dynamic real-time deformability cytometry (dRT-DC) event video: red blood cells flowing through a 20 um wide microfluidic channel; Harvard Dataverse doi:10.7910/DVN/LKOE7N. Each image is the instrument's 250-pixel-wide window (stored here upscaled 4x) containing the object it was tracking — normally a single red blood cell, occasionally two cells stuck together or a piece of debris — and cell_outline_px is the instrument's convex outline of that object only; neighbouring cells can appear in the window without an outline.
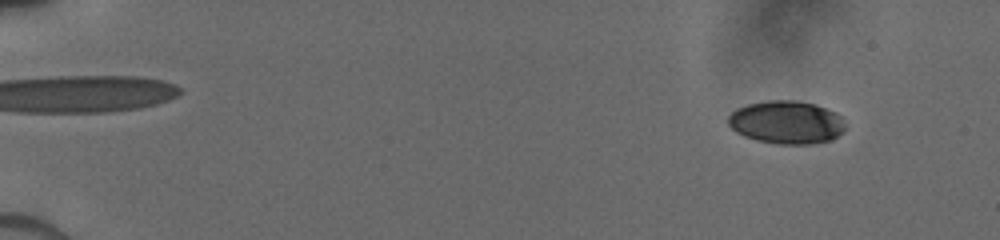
{"species": "human", "species_latin": "Homo sapiens", "temperature_condition": "cold", "stored_images_in_passage": 11, "camera_frame_rate_fps": 3000, "um_per_image_px": 0.085, "donor": {"sex": "male"}, "frame": {"image": 1, "passage_image": 2, "time_ms": 0.667, "image_size_px": [1000, 240], "cell_outline_px": [[844, 132], [832, 140], [812, 144], [776, 144], [756, 140], [744, 136], [736, 132], [728, 124], [728, 116], [736, 108], [748, 104], [768, 100], [796, 100], [816, 104], [836, 112], [844, 120]], "centroid_in_image_um": [66.87, 10.4], "position_along_channel_um": 18.1, "area_um2": 29.71}}
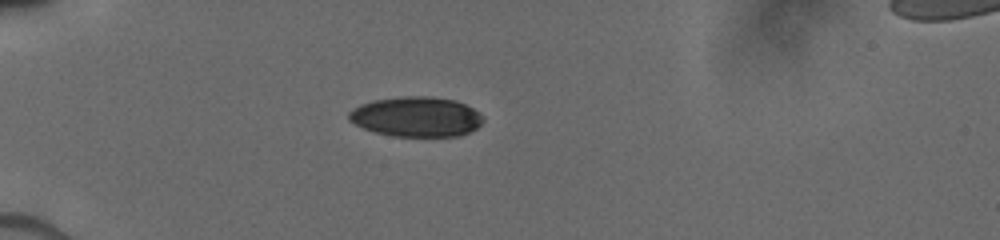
{"frame": {"image": 2, "passage_image": 7, "time_ms": 4.333, "image_size_px": [1000, 240], "cell_outline_px": [[484, 120], [476, 128], [460, 136], [392, 136], [376, 132], [364, 128], [348, 120], [348, 112], [352, 108], [360, 104], [372, 100], [404, 96], [428, 96], [456, 100], [472, 108], [484, 116]], "centroid_in_image_um": [35.37, 9.91], "position_along_channel_um": 49.6, "area_um2": 31.33}}
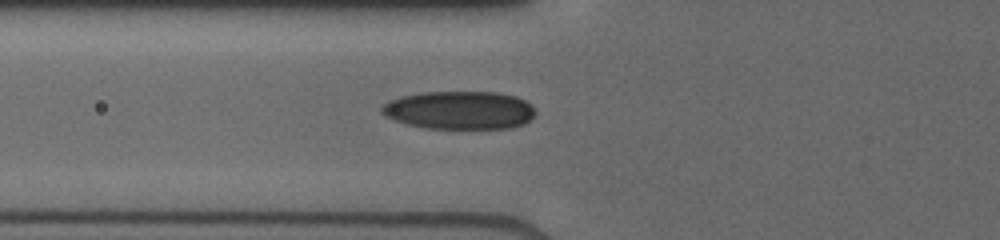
{"frame": {"image": 3, "passage_image": 11, "time_ms": 6.0, "image_size_px": [1000, 240], "cell_outline_px": [[536, 112], [532, 120], [524, 124], [512, 128], [424, 128], [408, 124], [396, 120], [380, 112], [380, 108], [388, 100], [404, 96], [424, 92], [496, 92], [516, 96], [524, 100]], "centroid_in_image_um": [39.08, 9.37], "position_along_channel_um": 86.7, "area_um2": 34.04}}